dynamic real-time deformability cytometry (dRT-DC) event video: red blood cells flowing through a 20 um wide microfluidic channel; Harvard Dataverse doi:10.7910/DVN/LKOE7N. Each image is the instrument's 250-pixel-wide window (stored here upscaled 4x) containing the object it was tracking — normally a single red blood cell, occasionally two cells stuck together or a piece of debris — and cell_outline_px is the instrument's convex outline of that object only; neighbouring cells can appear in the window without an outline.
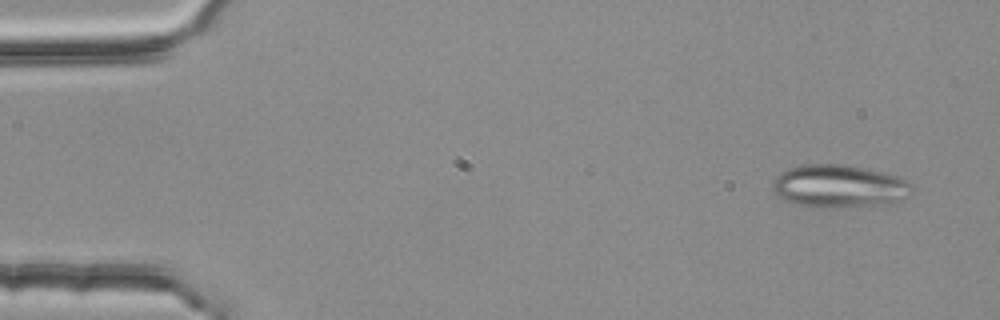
{"species": "common noctule bat (a hibernating species)", "species_latin": "Nyctalus noctula", "temperature_condition": "room temperature", "stored_images_in_passage": 3, "camera_frame_rate_fps": 3000, "um_per_image_px": 0.085, "animal": {"sex": "female", "body_mass_g": 25.1}, "frame": {"image": 1, "passage_image": 1, "time_ms": 0.0, "image_size_px": [1000, 320], "cell_outline_px": [[912, 184], [908, 196], [900, 200], [888, 204], [836, 208], [820, 208], [800, 204], [784, 200], [772, 188], [772, 180], [780, 172], [788, 168], [800, 164], [848, 164], [896, 176]], "centroid_in_image_um": [71.29, 15.82], "position_along_channel_um": 13.7, "area_um2": 34.8}}